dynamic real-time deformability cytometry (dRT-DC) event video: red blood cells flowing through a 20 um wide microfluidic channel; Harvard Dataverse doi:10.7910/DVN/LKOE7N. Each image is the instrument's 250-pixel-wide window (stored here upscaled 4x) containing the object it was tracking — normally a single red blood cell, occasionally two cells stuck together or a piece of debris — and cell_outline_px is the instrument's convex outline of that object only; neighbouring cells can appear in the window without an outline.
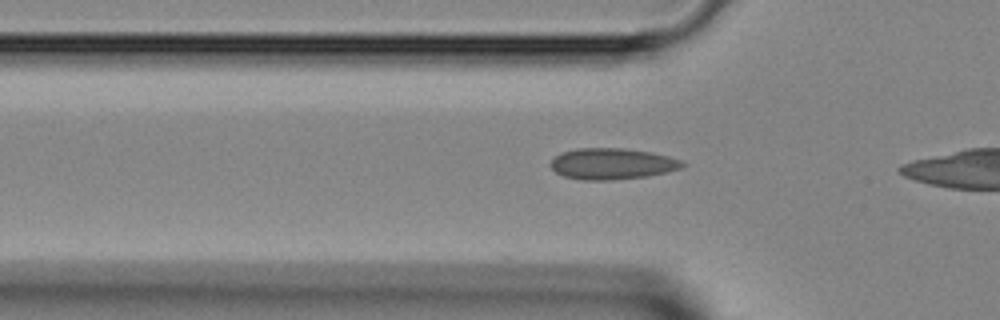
{"species": "Egyptian fruit bat (a non-hibernating species)", "species_latin": "Rousettus aegyptiacus", "temperature_condition": "room temperature", "stored_images_in_passage": 5, "camera_frame_rate_fps": 3000, "um_per_image_px": 0.085, "animal": {"sex": "female"}, "frame": {"image": 1, "passage_image": 3, "time_ms": 0.667, "image_size_px": [1000, 320], "cell_outline_px": [[688, 164], [680, 168], [668, 172], [648, 176], [612, 180], [580, 180], [564, 176], [556, 172], [548, 164], [560, 152], [576, 148], [624, 148], [652, 152], [668, 156], [680, 160]], "centroid_in_image_um": [52.03, 13.92], "position_along_channel_um": 73.8, "area_um2": 24.16}}